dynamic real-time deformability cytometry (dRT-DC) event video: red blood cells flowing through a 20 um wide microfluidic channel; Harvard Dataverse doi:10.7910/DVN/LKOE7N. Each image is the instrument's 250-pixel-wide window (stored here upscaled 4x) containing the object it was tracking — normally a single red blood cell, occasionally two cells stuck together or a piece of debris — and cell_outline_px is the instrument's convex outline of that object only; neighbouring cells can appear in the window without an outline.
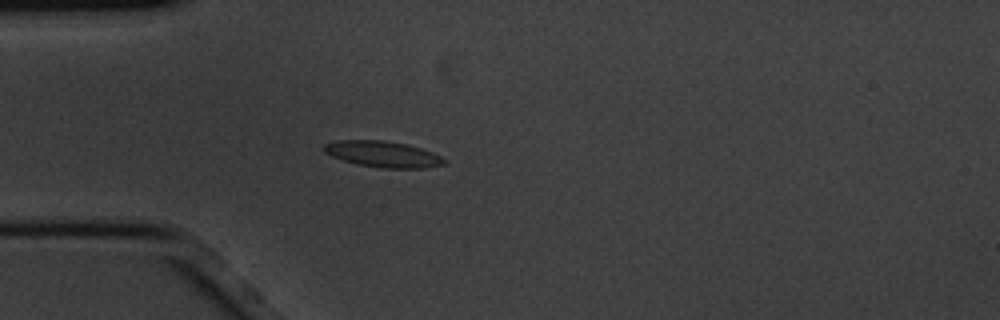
{"species": "common noctule bat (a hibernating species)", "species_latin": "Nyctalus noctula", "temperature_condition": "cold", "stored_images_in_passage": 5, "camera_frame_rate_fps": 3000, "um_per_image_px": 0.085, "animal": {"sex": "male", "body_mass_g": 20.1, "forearm_length_mm": 53.5}, "frame": {"image": 1, "passage_image": 5, "time_ms": 1.333, "image_size_px": [1000, 320], "cell_outline_px": [[444, 164], [424, 168], [380, 168], [356, 164], [332, 156], [324, 152], [324, 144], [336, 140], [384, 140], [408, 144], [432, 152], [440, 156], [444, 160]], "centroid_in_image_um": [32.52, 13.1], "position_along_channel_um": 52.5, "area_um2": 18.21}}